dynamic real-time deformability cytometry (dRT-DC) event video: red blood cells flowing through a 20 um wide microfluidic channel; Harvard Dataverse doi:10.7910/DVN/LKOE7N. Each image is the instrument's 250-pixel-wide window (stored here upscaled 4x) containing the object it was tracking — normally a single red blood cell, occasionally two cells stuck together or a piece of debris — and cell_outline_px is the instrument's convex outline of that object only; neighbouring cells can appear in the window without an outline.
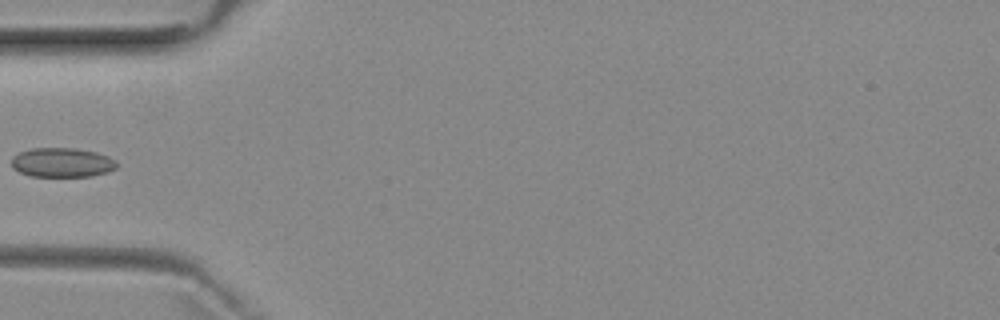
{"species": "common noctule bat (a hibernating species)", "species_latin": "Nyctalus noctula", "temperature_condition": "room temperature", "stored_images_in_passage": 5, "camera_frame_rate_fps": 3000, "um_per_image_px": 0.085, "animal": {"sex": "female", "body_mass_g": 29.2, "forearm_length_mm": 56.3}, "frame": {"image": 1, "passage_image": 5, "time_ms": 4.667, "image_size_px": [1000, 320], "cell_outline_px": [[120, 164], [116, 168], [108, 172], [92, 176], [28, 176], [12, 168], [12, 156], [20, 152], [32, 148], [76, 148], [96, 152], [108, 156], [116, 160]], "centroid_in_image_um": [5.3, 13.81], "position_along_channel_um": 79.7, "area_um2": 18.21}}